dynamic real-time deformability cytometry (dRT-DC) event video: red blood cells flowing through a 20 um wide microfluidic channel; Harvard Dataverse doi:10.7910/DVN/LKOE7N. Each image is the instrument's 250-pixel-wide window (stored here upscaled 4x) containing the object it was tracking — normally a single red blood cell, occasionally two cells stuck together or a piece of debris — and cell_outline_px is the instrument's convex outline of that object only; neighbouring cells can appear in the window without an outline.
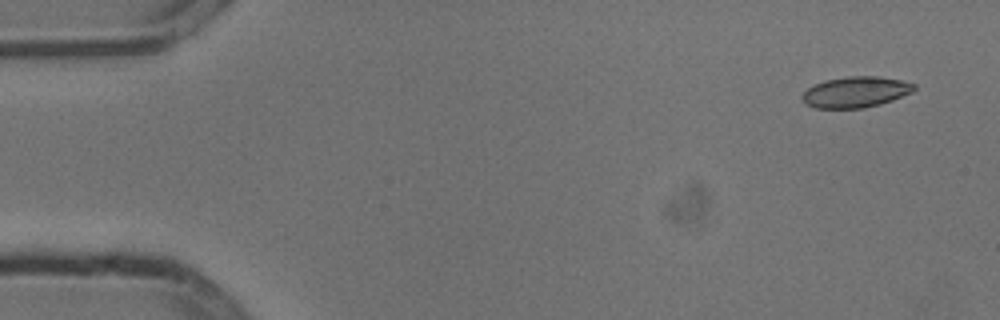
{"species": "common noctule bat (a hibernating species)", "species_latin": "Nyctalus noctula", "temperature_condition": "cold", "stored_images_in_passage": 4, "camera_frame_rate_fps": 3000, "um_per_image_px": 0.085, "animal": {"sex": "male", "body_mass_g": 13.3}, "frame": {"image": 1, "passage_image": 1, "time_ms": 0.0, "image_size_px": [1000, 320], "cell_outline_px": [[916, 88], [912, 92], [892, 100], [880, 104], [864, 108], [816, 108], [804, 104], [800, 96], [808, 88], [824, 80], [848, 76], [880, 76], [900, 80], [916, 84]], "centroid_in_image_um": [72.72, 7.82], "position_along_channel_um": 12.3, "area_um2": 20.23}}
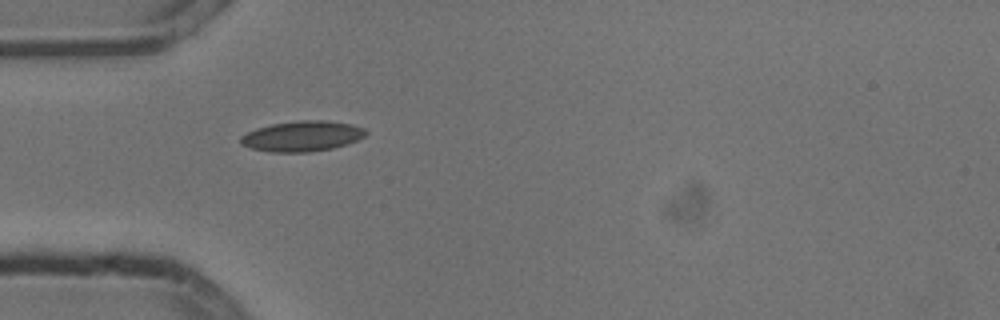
{"frame": {"image": 2, "passage_image": 4, "time_ms": 1.0, "image_size_px": [1000, 320], "cell_outline_px": [[368, 132], [364, 136], [348, 144], [332, 148], [308, 152], [268, 152], [252, 148], [240, 144], [240, 136], [256, 128], [272, 124], [296, 120], [328, 120], [352, 124], [364, 128]], "centroid_in_image_um": [25.68, 11.56], "position_along_channel_um": 59.3, "area_um2": 22.31}}